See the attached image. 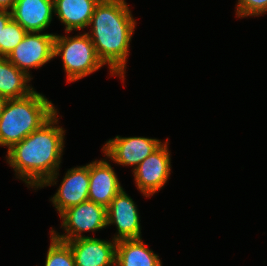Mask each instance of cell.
<instances>
[{
  "label": "cell",
  "mask_w": 267,
  "mask_h": 266,
  "mask_svg": "<svg viewBox=\"0 0 267 266\" xmlns=\"http://www.w3.org/2000/svg\"><path fill=\"white\" fill-rule=\"evenodd\" d=\"M57 111L46 123L7 149L6 162L27 188L56 186L65 148L64 127Z\"/></svg>",
  "instance_id": "cell-1"
},
{
  "label": "cell",
  "mask_w": 267,
  "mask_h": 266,
  "mask_svg": "<svg viewBox=\"0 0 267 266\" xmlns=\"http://www.w3.org/2000/svg\"><path fill=\"white\" fill-rule=\"evenodd\" d=\"M136 25L126 0H100L88 26L91 29L86 32L99 59L108 66V74L119 77L123 84Z\"/></svg>",
  "instance_id": "cell-2"
},
{
  "label": "cell",
  "mask_w": 267,
  "mask_h": 266,
  "mask_svg": "<svg viewBox=\"0 0 267 266\" xmlns=\"http://www.w3.org/2000/svg\"><path fill=\"white\" fill-rule=\"evenodd\" d=\"M52 101L36 90L19 99H8L0 116V146L10 149L39 129L57 111Z\"/></svg>",
  "instance_id": "cell-3"
},
{
  "label": "cell",
  "mask_w": 267,
  "mask_h": 266,
  "mask_svg": "<svg viewBox=\"0 0 267 266\" xmlns=\"http://www.w3.org/2000/svg\"><path fill=\"white\" fill-rule=\"evenodd\" d=\"M65 34L68 35H55L53 57H61L67 83H74L105 66L86 31L74 36H70V32Z\"/></svg>",
  "instance_id": "cell-4"
},
{
  "label": "cell",
  "mask_w": 267,
  "mask_h": 266,
  "mask_svg": "<svg viewBox=\"0 0 267 266\" xmlns=\"http://www.w3.org/2000/svg\"><path fill=\"white\" fill-rule=\"evenodd\" d=\"M63 233L50 229L56 239L66 242L77 238L92 237L84 233L101 231L107 227V208L92 201L71 206L59 215ZM83 233V234H82Z\"/></svg>",
  "instance_id": "cell-5"
},
{
  "label": "cell",
  "mask_w": 267,
  "mask_h": 266,
  "mask_svg": "<svg viewBox=\"0 0 267 266\" xmlns=\"http://www.w3.org/2000/svg\"><path fill=\"white\" fill-rule=\"evenodd\" d=\"M168 140L169 138L132 171L135 187L146 198L163 189L170 179L172 165Z\"/></svg>",
  "instance_id": "cell-6"
},
{
  "label": "cell",
  "mask_w": 267,
  "mask_h": 266,
  "mask_svg": "<svg viewBox=\"0 0 267 266\" xmlns=\"http://www.w3.org/2000/svg\"><path fill=\"white\" fill-rule=\"evenodd\" d=\"M55 35L56 33L27 32L6 58L33 79L32 69H40L54 59Z\"/></svg>",
  "instance_id": "cell-7"
},
{
  "label": "cell",
  "mask_w": 267,
  "mask_h": 266,
  "mask_svg": "<svg viewBox=\"0 0 267 266\" xmlns=\"http://www.w3.org/2000/svg\"><path fill=\"white\" fill-rule=\"evenodd\" d=\"M164 141L149 137H122L120 135L108 139L103 147V155L113 163L132 167V171L151 153L157 150Z\"/></svg>",
  "instance_id": "cell-8"
},
{
  "label": "cell",
  "mask_w": 267,
  "mask_h": 266,
  "mask_svg": "<svg viewBox=\"0 0 267 266\" xmlns=\"http://www.w3.org/2000/svg\"><path fill=\"white\" fill-rule=\"evenodd\" d=\"M137 206L124 188L114 197L107 207V227L112 225L117 229L112 239L118 241L142 238L140 212Z\"/></svg>",
  "instance_id": "cell-9"
},
{
  "label": "cell",
  "mask_w": 267,
  "mask_h": 266,
  "mask_svg": "<svg viewBox=\"0 0 267 266\" xmlns=\"http://www.w3.org/2000/svg\"><path fill=\"white\" fill-rule=\"evenodd\" d=\"M50 200L58 215L71 206L88 201L89 163L68 169Z\"/></svg>",
  "instance_id": "cell-10"
},
{
  "label": "cell",
  "mask_w": 267,
  "mask_h": 266,
  "mask_svg": "<svg viewBox=\"0 0 267 266\" xmlns=\"http://www.w3.org/2000/svg\"><path fill=\"white\" fill-rule=\"evenodd\" d=\"M105 158L89 162V201L108 207L123 188L117 173ZM108 159V160H107Z\"/></svg>",
  "instance_id": "cell-11"
},
{
  "label": "cell",
  "mask_w": 267,
  "mask_h": 266,
  "mask_svg": "<svg viewBox=\"0 0 267 266\" xmlns=\"http://www.w3.org/2000/svg\"><path fill=\"white\" fill-rule=\"evenodd\" d=\"M66 243L72 250L76 266H115L117 241L114 239L82 237Z\"/></svg>",
  "instance_id": "cell-12"
},
{
  "label": "cell",
  "mask_w": 267,
  "mask_h": 266,
  "mask_svg": "<svg viewBox=\"0 0 267 266\" xmlns=\"http://www.w3.org/2000/svg\"><path fill=\"white\" fill-rule=\"evenodd\" d=\"M11 14L27 32H43L54 19V0H16Z\"/></svg>",
  "instance_id": "cell-13"
},
{
  "label": "cell",
  "mask_w": 267,
  "mask_h": 266,
  "mask_svg": "<svg viewBox=\"0 0 267 266\" xmlns=\"http://www.w3.org/2000/svg\"><path fill=\"white\" fill-rule=\"evenodd\" d=\"M100 0H54V15L64 24V32L87 29Z\"/></svg>",
  "instance_id": "cell-14"
},
{
  "label": "cell",
  "mask_w": 267,
  "mask_h": 266,
  "mask_svg": "<svg viewBox=\"0 0 267 266\" xmlns=\"http://www.w3.org/2000/svg\"><path fill=\"white\" fill-rule=\"evenodd\" d=\"M141 239H122L116 243L115 266H162L160 256Z\"/></svg>",
  "instance_id": "cell-15"
},
{
  "label": "cell",
  "mask_w": 267,
  "mask_h": 266,
  "mask_svg": "<svg viewBox=\"0 0 267 266\" xmlns=\"http://www.w3.org/2000/svg\"><path fill=\"white\" fill-rule=\"evenodd\" d=\"M30 78L18 69L6 57H0V96L7 99H19L35 91Z\"/></svg>",
  "instance_id": "cell-16"
},
{
  "label": "cell",
  "mask_w": 267,
  "mask_h": 266,
  "mask_svg": "<svg viewBox=\"0 0 267 266\" xmlns=\"http://www.w3.org/2000/svg\"><path fill=\"white\" fill-rule=\"evenodd\" d=\"M50 245L46 253L44 266H76L70 246L50 234Z\"/></svg>",
  "instance_id": "cell-17"
},
{
  "label": "cell",
  "mask_w": 267,
  "mask_h": 266,
  "mask_svg": "<svg viewBox=\"0 0 267 266\" xmlns=\"http://www.w3.org/2000/svg\"><path fill=\"white\" fill-rule=\"evenodd\" d=\"M26 34L27 31L11 18L0 33V57H7Z\"/></svg>",
  "instance_id": "cell-18"
},
{
  "label": "cell",
  "mask_w": 267,
  "mask_h": 266,
  "mask_svg": "<svg viewBox=\"0 0 267 266\" xmlns=\"http://www.w3.org/2000/svg\"><path fill=\"white\" fill-rule=\"evenodd\" d=\"M236 18L260 17L267 14V0H237Z\"/></svg>",
  "instance_id": "cell-19"
},
{
  "label": "cell",
  "mask_w": 267,
  "mask_h": 266,
  "mask_svg": "<svg viewBox=\"0 0 267 266\" xmlns=\"http://www.w3.org/2000/svg\"><path fill=\"white\" fill-rule=\"evenodd\" d=\"M12 18V14L9 11L0 10V33L7 22Z\"/></svg>",
  "instance_id": "cell-20"
},
{
  "label": "cell",
  "mask_w": 267,
  "mask_h": 266,
  "mask_svg": "<svg viewBox=\"0 0 267 266\" xmlns=\"http://www.w3.org/2000/svg\"><path fill=\"white\" fill-rule=\"evenodd\" d=\"M16 0H0V10L11 12Z\"/></svg>",
  "instance_id": "cell-21"
},
{
  "label": "cell",
  "mask_w": 267,
  "mask_h": 266,
  "mask_svg": "<svg viewBox=\"0 0 267 266\" xmlns=\"http://www.w3.org/2000/svg\"><path fill=\"white\" fill-rule=\"evenodd\" d=\"M7 100H8L7 98L0 96V116L3 113V110H4V107H5Z\"/></svg>",
  "instance_id": "cell-22"
}]
</instances>
